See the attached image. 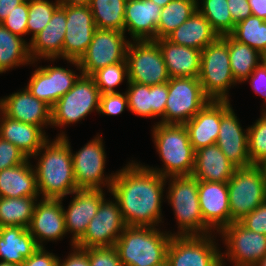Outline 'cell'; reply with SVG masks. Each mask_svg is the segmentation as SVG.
Wrapping results in <instances>:
<instances>
[{"label":"cell","mask_w":266,"mask_h":266,"mask_svg":"<svg viewBox=\"0 0 266 266\" xmlns=\"http://www.w3.org/2000/svg\"><path fill=\"white\" fill-rule=\"evenodd\" d=\"M127 163L116 171L109 192L127 226L159 227L164 222L161 207L166 178L136 160Z\"/></svg>","instance_id":"1"},{"label":"cell","mask_w":266,"mask_h":266,"mask_svg":"<svg viewBox=\"0 0 266 266\" xmlns=\"http://www.w3.org/2000/svg\"><path fill=\"white\" fill-rule=\"evenodd\" d=\"M227 185L231 223L266 202V185L257 165L236 168Z\"/></svg>","instance_id":"8"},{"label":"cell","mask_w":266,"mask_h":266,"mask_svg":"<svg viewBox=\"0 0 266 266\" xmlns=\"http://www.w3.org/2000/svg\"><path fill=\"white\" fill-rule=\"evenodd\" d=\"M28 160L27 156L11 142L0 138V171Z\"/></svg>","instance_id":"46"},{"label":"cell","mask_w":266,"mask_h":266,"mask_svg":"<svg viewBox=\"0 0 266 266\" xmlns=\"http://www.w3.org/2000/svg\"><path fill=\"white\" fill-rule=\"evenodd\" d=\"M202 5L200 7L199 5ZM197 10L208 20L219 36L229 35L235 23L232 20L227 0H201L197 2Z\"/></svg>","instance_id":"38"},{"label":"cell","mask_w":266,"mask_h":266,"mask_svg":"<svg viewBox=\"0 0 266 266\" xmlns=\"http://www.w3.org/2000/svg\"><path fill=\"white\" fill-rule=\"evenodd\" d=\"M38 244L28 228L21 226L0 227L1 262L22 265L37 249Z\"/></svg>","instance_id":"29"},{"label":"cell","mask_w":266,"mask_h":266,"mask_svg":"<svg viewBox=\"0 0 266 266\" xmlns=\"http://www.w3.org/2000/svg\"><path fill=\"white\" fill-rule=\"evenodd\" d=\"M218 235L222 237L226 252H221L222 266L227 261L233 266H254L266 255V235L245 228L239 221L223 228Z\"/></svg>","instance_id":"14"},{"label":"cell","mask_w":266,"mask_h":266,"mask_svg":"<svg viewBox=\"0 0 266 266\" xmlns=\"http://www.w3.org/2000/svg\"><path fill=\"white\" fill-rule=\"evenodd\" d=\"M150 1H152L153 3H156L161 8H163L165 5H167L172 0H150Z\"/></svg>","instance_id":"57"},{"label":"cell","mask_w":266,"mask_h":266,"mask_svg":"<svg viewBox=\"0 0 266 266\" xmlns=\"http://www.w3.org/2000/svg\"><path fill=\"white\" fill-rule=\"evenodd\" d=\"M220 36L212 28L208 20L198 11L189 17L166 38L178 45L203 50Z\"/></svg>","instance_id":"31"},{"label":"cell","mask_w":266,"mask_h":266,"mask_svg":"<svg viewBox=\"0 0 266 266\" xmlns=\"http://www.w3.org/2000/svg\"><path fill=\"white\" fill-rule=\"evenodd\" d=\"M245 228L266 235V202L239 221Z\"/></svg>","instance_id":"47"},{"label":"cell","mask_w":266,"mask_h":266,"mask_svg":"<svg viewBox=\"0 0 266 266\" xmlns=\"http://www.w3.org/2000/svg\"><path fill=\"white\" fill-rule=\"evenodd\" d=\"M128 81L159 85L170 80L163 55L154 40L129 42L126 51Z\"/></svg>","instance_id":"11"},{"label":"cell","mask_w":266,"mask_h":266,"mask_svg":"<svg viewBox=\"0 0 266 266\" xmlns=\"http://www.w3.org/2000/svg\"><path fill=\"white\" fill-rule=\"evenodd\" d=\"M159 266H169V264L167 262H164L163 264H161Z\"/></svg>","instance_id":"62"},{"label":"cell","mask_w":266,"mask_h":266,"mask_svg":"<svg viewBox=\"0 0 266 266\" xmlns=\"http://www.w3.org/2000/svg\"><path fill=\"white\" fill-rule=\"evenodd\" d=\"M154 41L161 50L170 78L199 77L201 50L175 44L167 38Z\"/></svg>","instance_id":"25"},{"label":"cell","mask_w":266,"mask_h":266,"mask_svg":"<svg viewBox=\"0 0 266 266\" xmlns=\"http://www.w3.org/2000/svg\"><path fill=\"white\" fill-rule=\"evenodd\" d=\"M198 195L203 221L217 235L231 224L228 185L198 180Z\"/></svg>","instance_id":"21"},{"label":"cell","mask_w":266,"mask_h":266,"mask_svg":"<svg viewBox=\"0 0 266 266\" xmlns=\"http://www.w3.org/2000/svg\"><path fill=\"white\" fill-rule=\"evenodd\" d=\"M263 105H265L264 106L265 108L264 109L262 108L261 114L266 115V102Z\"/></svg>","instance_id":"60"},{"label":"cell","mask_w":266,"mask_h":266,"mask_svg":"<svg viewBox=\"0 0 266 266\" xmlns=\"http://www.w3.org/2000/svg\"><path fill=\"white\" fill-rule=\"evenodd\" d=\"M104 189L79 188L71 195L68 208L63 206L67 234L71 233V246H74L86 232L89 222L96 215L101 202L105 199ZM75 195V196H74Z\"/></svg>","instance_id":"19"},{"label":"cell","mask_w":266,"mask_h":266,"mask_svg":"<svg viewBox=\"0 0 266 266\" xmlns=\"http://www.w3.org/2000/svg\"><path fill=\"white\" fill-rule=\"evenodd\" d=\"M36 174L28 159L26 162L0 171V197H39Z\"/></svg>","instance_id":"30"},{"label":"cell","mask_w":266,"mask_h":266,"mask_svg":"<svg viewBox=\"0 0 266 266\" xmlns=\"http://www.w3.org/2000/svg\"><path fill=\"white\" fill-rule=\"evenodd\" d=\"M209 101L198 78H170L165 113L157 123L185 124Z\"/></svg>","instance_id":"9"},{"label":"cell","mask_w":266,"mask_h":266,"mask_svg":"<svg viewBox=\"0 0 266 266\" xmlns=\"http://www.w3.org/2000/svg\"><path fill=\"white\" fill-rule=\"evenodd\" d=\"M248 156L251 165H258L266 158V115L248 127Z\"/></svg>","instance_id":"42"},{"label":"cell","mask_w":266,"mask_h":266,"mask_svg":"<svg viewBox=\"0 0 266 266\" xmlns=\"http://www.w3.org/2000/svg\"><path fill=\"white\" fill-rule=\"evenodd\" d=\"M0 111L16 121L36 125L43 129L49 125L51 127V108L34 97L26 87L1 98Z\"/></svg>","instance_id":"22"},{"label":"cell","mask_w":266,"mask_h":266,"mask_svg":"<svg viewBox=\"0 0 266 266\" xmlns=\"http://www.w3.org/2000/svg\"><path fill=\"white\" fill-rule=\"evenodd\" d=\"M62 201V198H41L36 202L28 230L39 247H44L46 241L56 242L66 236Z\"/></svg>","instance_id":"20"},{"label":"cell","mask_w":266,"mask_h":266,"mask_svg":"<svg viewBox=\"0 0 266 266\" xmlns=\"http://www.w3.org/2000/svg\"><path fill=\"white\" fill-rule=\"evenodd\" d=\"M263 56V62L266 64V51L262 54Z\"/></svg>","instance_id":"61"},{"label":"cell","mask_w":266,"mask_h":266,"mask_svg":"<svg viewBox=\"0 0 266 266\" xmlns=\"http://www.w3.org/2000/svg\"><path fill=\"white\" fill-rule=\"evenodd\" d=\"M172 235L157 227L127 226L115 244L122 266L163 264Z\"/></svg>","instance_id":"4"},{"label":"cell","mask_w":266,"mask_h":266,"mask_svg":"<svg viewBox=\"0 0 266 266\" xmlns=\"http://www.w3.org/2000/svg\"><path fill=\"white\" fill-rule=\"evenodd\" d=\"M103 139L97 134L94 139L88 141L81 149L73 153L71 148L74 176L78 188L111 189L116 172L106 175V152Z\"/></svg>","instance_id":"13"},{"label":"cell","mask_w":266,"mask_h":266,"mask_svg":"<svg viewBox=\"0 0 266 266\" xmlns=\"http://www.w3.org/2000/svg\"><path fill=\"white\" fill-rule=\"evenodd\" d=\"M198 79L205 95L210 100L230 101L229 89L238 83L232 75L228 35L220 36L201 51Z\"/></svg>","instance_id":"6"},{"label":"cell","mask_w":266,"mask_h":266,"mask_svg":"<svg viewBox=\"0 0 266 266\" xmlns=\"http://www.w3.org/2000/svg\"><path fill=\"white\" fill-rule=\"evenodd\" d=\"M113 199L105 198L101 202L83 237L75 244L76 247L86 249L115 246L127 225L123 220L117 200L114 197Z\"/></svg>","instance_id":"15"},{"label":"cell","mask_w":266,"mask_h":266,"mask_svg":"<svg viewBox=\"0 0 266 266\" xmlns=\"http://www.w3.org/2000/svg\"><path fill=\"white\" fill-rule=\"evenodd\" d=\"M128 109L127 95L125 93L113 92L100 95L99 114L107 116H118Z\"/></svg>","instance_id":"44"},{"label":"cell","mask_w":266,"mask_h":266,"mask_svg":"<svg viewBox=\"0 0 266 266\" xmlns=\"http://www.w3.org/2000/svg\"><path fill=\"white\" fill-rule=\"evenodd\" d=\"M236 168L215 143L195 151L191 175L201 181L227 183Z\"/></svg>","instance_id":"27"},{"label":"cell","mask_w":266,"mask_h":266,"mask_svg":"<svg viewBox=\"0 0 266 266\" xmlns=\"http://www.w3.org/2000/svg\"><path fill=\"white\" fill-rule=\"evenodd\" d=\"M66 12V32L62 46V59L79 60L86 52L97 29L88 5H60Z\"/></svg>","instance_id":"16"},{"label":"cell","mask_w":266,"mask_h":266,"mask_svg":"<svg viewBox=\"0 0 266 266\" xmlns=\"http://www.w3.org/2000/svg\"><path fill=\"white\" fill-rule=\"evenodd\" d=\"M100 91L91 75L81 74L74 86L51 108V127L64 128L93 111L99 112Z\"/></svg>","instance_id":"7"},{"label":"cell","mask_w":266,"mask_h":266,"mask_svg":"<svg viewBox=\"0 0 266 266\" xmlns=\"http://www.w3.org/2000/svg\"><path fill=\"white\" fill-rule=\"evenodd\" d=\"M28 0H25L1 22V24L14 35L23 37L27 35Z\"/></svg>","instance_id":"43"},{"label":"cell","mask_w":266,"mask_h":266,"mask_svg":"<svg viewBox=\"0 0 266 266\" xmlns=\"http://www.w3.org/2000/svg\"><path fill=\"white\" fill-rule=\"evenodd\" d=\"M71 248L73 251L64 260L58 257L57 266H90L88 253L84 249L75 245Z\"/></svg>","instance_id":"51"},{"label":"cell","mask_w":266,"mask_h":266,"mask_svg":"<svg viewBox=\"0 0 266 266\" xmlns=\"http://www.w3.org/2000/svg\"><path fill=\"white\" fill-rule=\"evenodd\" d=\"M230 101H221V124L216 144L237 167L251 166L248 156V128L243 129Z\"/></svg>","instance_id":"18"},{"label":"cell","mask_w":266,"mask_h":266,"mask_svg":"<svg viewBox=\"0 0 266 266\" xmlns=\"http://www.w3.org/2000/svg\"><path fill=\"white\" fill-rule=\"evenodd\" d=\"M125 32L96 29L86 52L77 60H66L84 75H92L98 69L123 62L129 44Z\"/></svg>","instance_id":"10"},{"label":"cell","mask_w":266,"mask_h":266,"mask_svg":"<svg viewBox=\"0 0 266 266\" xmlns=\"http://www.w3.org/2000/svg\"><path fill=\"white\" fill-rule=\"evenodd\" d=\"M91 76L94 78L100 94L119 92L115 90V87L119 86L124 79L128 81L126 59L123 62L100 68Z\"/></svg>","instance_id":"41"},{"label":"cell","mask_w":266,"mask_h":266,"mask_svg":"<svg viewBox=\"0 0 266 266\" xmlns=\"http://www.w3.org/2000/svg\"><path fill=\"white\" fill-rule=\"evenodd\" d=\"M59 6L58 0H28L27 34H32L31 39L47 26Z\"/></svg>","instance_id":"40"},{"label":"cell","mask_w":266,"mask_h":266,"mask_svg":"<svg viewBox=\"0 0 266 266\" xmlns=\"http://www.w3.org/2000/svg\"><path fill=\"white\" fill-rule=\"evenodd\" d=\"M84 250L88 253L90 266H122L115 246L89 247Z\"/></svg>","instance_id":"45"},{"label":"cell","mask_w":266,"mask_h":266,"mask_svg":"<svg viewBox=\"0 0 266 266\" xmlns=\"http://www.w3.org/2000/svg\"><path fill=\"white\" fill-rule=\"evenodd\" d=\"M25 0H0V23Z\"/></svg>","instance_id":"53"},{"label":"cell","mask_w":266,"mask_h":266,"mask_svg":"<svg viewBox=\"0 0 266 266\" xmlns=\"http://www.w3.org/2000/svg\"><path fill=\"white\" fill-rule=\"evenodd\" d=\"M162 8L150 0H127L125 30L131 41L156 40V29Z\"/></svg>","instance_id":"24"},{"label":"cell","mask_w":266,"mask_h":266,"mask_svg":"<svg viewBox=\"0 0 266 266\" xmlns=\"http://www.w3.org/2000/svg\"><path fill=\"white\" fill-rule=\"evenodd\" d=\"M249 80L253 91L264 98L266 102V64L261 62L251 73V75L244 81Z\"/></svg>","instance_id":"48"},{"label":"cell","mask_w":266,"mask_h":266,"mask_svg":"<svg viewBox=\"0 0 266 266\" xmlns=\"http://www.w3.org/2000/svg\"><path fill=\"white\" fill-rule=\"evenodd\" d=\"M168 180V181H167ZM168 204L174 211L178 231L174 235H208L214 233L203 221L198 195V179L192 175L166 178Z\"/></svg>","instance_id":"5"},{"label":"cell","mask_w":266,"mask_h":266,"mask_svg":"<svg viewBox=\"0 0 266 266\" xmlns=\"http://www.w3.org/2000/svg\"><path fill=\"white\" fill-rule=\"evenodd\" d=\"M234 40L258 50L266 51V21L254 15L239 21L229 34Z\"/></svg>","instance_id":"37"},{"label":"cell","mask_w":266,"mask_h":266,"mask_svg":"<svg viewBox=\"0 0 266 266\" xmlns=\"http://www.w3.org/2000/svg\"><path fill=\"white\" fill-rule=\"evenodd\" d=\"M126 1L90 0L88 6L92 11L96 28L124 32Z\"/></svg>","instance_id":"35"},{"label":"cell","mask_w":266,"mask_h":266,"mask_svg":"<svg viewBox=\"0 0 266 266\" xmlns=\"http://www.w3.org/2000/svg\"><path fill=\"white\" fill-rule=\"evenodd\" d=\"M39 197H0V227L28 228Z\"/></svg>","instance_id":"34"},{"label":"cell","mask_w":266,"mask_h":266,"mask_svg":"<svg viewBox=\"0 0 266 266\" xmlns=\"http://www.w3.org/2000/svg\"><path fill=\"white\" fill-rule=\"evenodd\" d=\"M227 3L235 24L252 15L248 0H227Z\"/></svg>","instance_id":"52"},{"label":"cell","mask_w":266,"mask_h":266,"mask_svg":"<svg viewBox=\"0 0 266 266\" xmlns=\"http://www.w3.org/2000/svg\"><path fill=\"white\" fill-rule=\"evenodd\" d=\"M27 64H35L30 56L29 43L0 23V74Z\"/></svg>","instance_id":"32"},{"label":"cell","mask_w":266,"mask_h":266,"mask_svg":"<svg viewBox=\"0 0 266 266\" xmlns=\"http://www.w3.org/2000/svg\"><path fill=\"white\" fill-rule=\"evenodd\" d=\"M167 97L168 82L159 85H153L152 118L162 117L164 115Z\"/></svg>","instance_id":"50"},{"label":"cell","mask_w":266,"mask_h":266,"mask_svg":"<svg viewBox=\"0 0 266 266\" xmlns=\"http://www.w3.org/2000/svg\"><path fill=\"white\" fill-rule=\"evenodd\" d=\"M254 266H266V255L258 261Z\"/></svg>","instance_id":"58"},{"label":"cell","mask_w":266,"mask_h":266,"mask_svg":"<svg viewBox=\"0 0 266 266\" xmlns=\"http://www.w3.org/2000/svg\"><path fill=\"white\" fill-rule=\"evenodd\" d=\"M0 138L18 147L31 159L49 139L42 127L8 118L0 111Z\"/></svg>","instance_id":"28"},{"label":"cell","mask_w":266,"mask_h":266,"mask_svg":"<svg viewBox=\"0 0 266 266\" xmlns=\"http://www.w3.org/2000/svg\"><path fill=\"white\" fill-rule=\"evenodd\" d=\"M251 13L266 21V0H248Z\"/></svg>","instance_id":"54"},{"label":"cell","mask_w":266,"mask_h":266,"mask_svg":"<svg viewBox=\"0 0 266 266\" xmlns=\"http://www.w3.org/2000/svg\"><path fill=\"white\" fill-rule=\"evenodd\" d=\"M257 166L260 168V170L262 172L263 179H264L265 185H266V158L263 161H261Z\"/></svg>","instance_id":"56"},{"label":"cell","mask_w":266,"mask_h":266,"mask_svg":"<svg viewBox=\"0 0 266 266\" xmlns=\"http://www.w3.org/2000/svg\"><path fill=\"white\" fill-rule=\"evenodd\" d=\"M228 51L232 75L238 84L243 83L263 62V56L258 50L234 40L230 35H228Z\"/></svg>","instance_id":"33"},{"label":"cell","mask_w":266,"mask_h":266,"mask_svg":"<svg viewBox=\"0 0 266 266\" xmlns=\"http://www.w3.org/2000/svg\"><path fill=\"white\" fill-rule=\"evenodd\" d=\"M33 158H38L33 167L38 193L42 198L64 200L65 196L79 189L74 176L70 142L65 132L60 131L52 141L48 139Z\"/></svg>","instance_id":"2"},{"label":"cell","mask_w":266,"mask_h":266,"mask_svg":"<svg viewBox=\"0 0 266 266\" xmlns=\"http://www.w3.org/2000/svg\"><path fill=\"white\" fill-rule=\"evenodd\" d=\"M197 10L194 0H172L162 8L156 29V39L166 38Z\"/></svg>","instance_id":"36"},{"label":"cell","mask_w":266,"mask_h":266,"mask_svg":"<svg viewBox=\"0 0 266 266\" xmlns=\"http://www.w3.org/2000/svg\"><path fill=\"white\" fill-rule=\"evenodd\" d=\"M152 129L153 141L163 168L148 165L146 167L164 178L191 175L194 169L195 150L190 143L185 125L156 123Z\"/></svg>","instance_id":"3"},{"label":"cell","mask_w":266,"mask_h":266,"mask_svg":"<svg viewBox=\"0 0 266 266\" xmlns=\"http://www.w3.org/2000/svg\"><path fill=\"white\" fill-rule=\"evenodd\" d=\"M221 124V101L210 100L184 125L195 151L215 144Z\"/></svg>","instance_id":"26"},{"label":"cell","mask_w":266,"mask_h":266,"mask_svg":"<svg viewBox=\"0 0 266 266\" xmlns=\"http://www.w3.org/2000/svg\"><path fill=\"white\" fill-rule=\"evenodd\" d=\"M0 266H20V265L12 264V263H5V262L0 261Z\"/></svg>","instance_id":"59"},{"label":"cell","mask_w":266,"mask_h":266,"mask_svg":"<svg viewBox=\"0 0 266 266\" xmlns=\"http://www.w3.org/2000/svg\"><path fill=\"white\" fill-rule=\"evenodd\" d=\"M208 235H172L167 248L169 266H222L216 237Z\"/></svg>","instance_id":"12"},{"label":"cell","mask_w":266,"mask_h":266,"mask_svg":"<svg viewBox=\"0 0 266 266\" xmlns=\"http://www.w3.org/2000/svg\"><path fill=\"white\" fill-rule=\"evenodd\" d=\"M58 256L39 247L21 266H57Z\"/></svg>","instance_id":"49"},{"label":"cell","mask_w":266,"mask_h":266,"mask_svg":"<svg viewBox=\"0 0 266 266\" xmlns=\"http://www.w3.org/2000/svg\"><path fill=\"white\" fill-rule=\"evenodd\" d=\"M31 74L27 90L50 108L64 96L82 74L68 68L58 66H40Z\"/></svg>","instance_id":"17"},{"label":"cell","mask_w":266,"mask_h":266,"mask_svg":"<svg viewBox=\"0 0 266 266\" xmlns=\"http://www.w3.org/2000/svg\"><path fill=\"white\" fill-rule=\"evenodd\" d=\"M128 110L140 117L151 118L153 106V85H142L135 82H127Z\"/></svg>","instance_id":"39"},{"label":"cell","mask_w":266,"mask_h":266,"mask_svg":"<svg viewBox=\"0 0 266 266\" xmlns=\"http://www.w3.org/2000/svg\"><path fill=\"white\" fill-rule=\"evenodd\" d=\"M60 5H88L90 0H58Z\"/></svg>","instance_id":"55"},{"label":"cell","mask_w":266,"mask_h":266,"mask_svg":"<svg viewBox=\"0 0 266 266\" xmlns=\"http://www.w3.org/2000/svg\"><path fill=\"white\" fill-rule=\"evenodd\" d=\"M66 32V12L59 6L47 26L29 41L32 62L41 59L55 61L62 59V46Z\"/></svg>","instance_id":"23"}]
</instances>
